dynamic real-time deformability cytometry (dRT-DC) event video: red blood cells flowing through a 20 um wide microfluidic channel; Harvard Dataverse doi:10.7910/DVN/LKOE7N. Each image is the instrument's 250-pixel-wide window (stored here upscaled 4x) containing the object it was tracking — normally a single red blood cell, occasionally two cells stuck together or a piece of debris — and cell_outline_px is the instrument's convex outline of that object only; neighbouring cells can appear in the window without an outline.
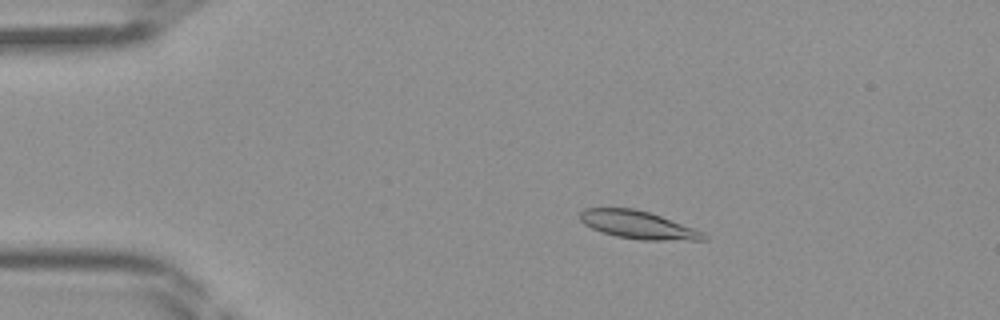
{"species": "Egyptian fruit bat (a non-hibernating species)", "species_latin": "Rousettus aegyptiacus", "temperature_condition": "room temperature", "stored_images_in_passage": 45, "camera_frame_rate_fps": 3000, "um_per_image_px": 0.085, "frame": {"image": 1, "passage_image": 9, "time_ms": 2.667, "image_size_px": [1000, 320], "cell_outline_px": [[708, 240], [640, 240], [616, 236], [592, 228], [584, 224], [580, 220], [580, 212], [584, 208], [632, 208], [648, 212], [660, 216], [704, 232], [708, 236]], "centroid_in_image_um": [54.24, 19.12], "position_along_channel_um": 30.8, "area_um2": 19.88}}
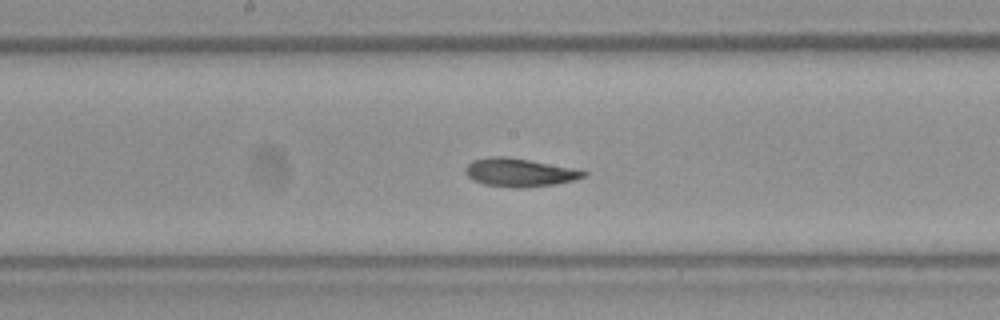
{"frame": {"image": 2, "passage_image": 24, "time_ms": 7.667, "image_size_px": [1000, 320], "cell_outline_px": [[588, 172], [584, 176], [572, 180], [556, 184], [528, 188], [512, 188], [484, 184], [472, 180], [464, 172], [464, 168], [472, 160], [492, 156], [508, 156], [580, 168]], "centroid_in_image_um": [44.17, 14.65], "position_along_channel_um": 204.0, "area_um2": 20.0}}
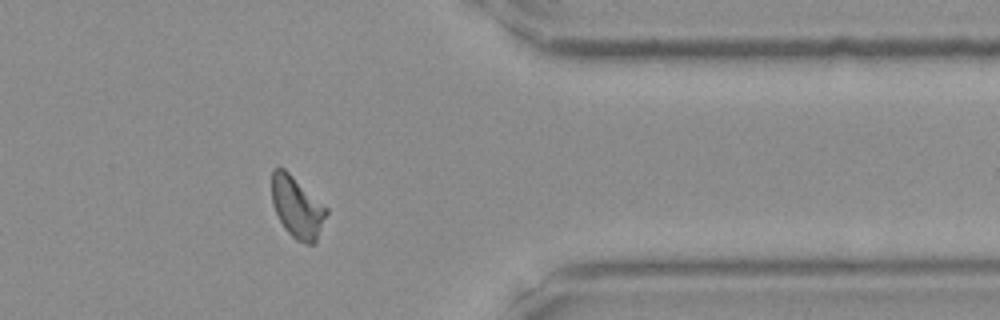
{"frame": {"image": 3, "passage_image": 37, "time_ms": 12.0, "image_size_px": [1000, 320], "cell_outline_px": [[328, 212], [316, 240], [312, 244], [304, 244], [296, 240], [284, 228], [272, 204], [272, 172], [276, 168], [284, 168], [328, 208]], "centroid_in_image_um": [25.26, 17.62], "position_along_channel_um": 386.1, "area_um2": 19.31}}